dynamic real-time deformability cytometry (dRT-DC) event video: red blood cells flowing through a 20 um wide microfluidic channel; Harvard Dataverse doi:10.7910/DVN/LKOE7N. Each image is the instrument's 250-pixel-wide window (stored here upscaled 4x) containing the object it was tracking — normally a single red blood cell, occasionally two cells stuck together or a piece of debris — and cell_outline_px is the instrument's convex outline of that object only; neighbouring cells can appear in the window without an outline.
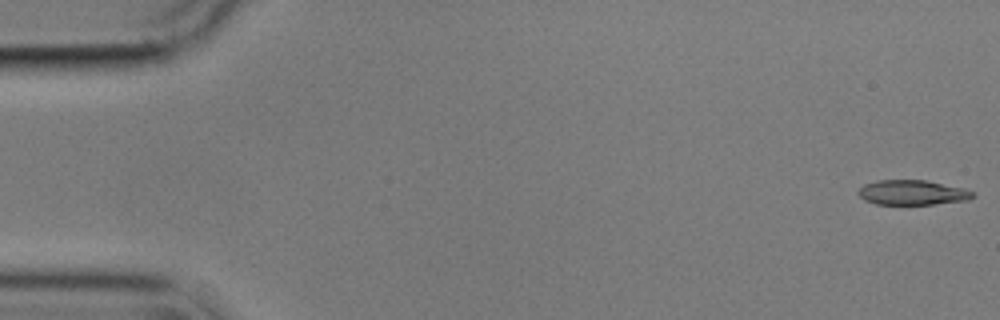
{"species": "common noctule bat (a hibernating species)", "species_latin": "Nyctalus noctula", "temperature_condition": "cold", "stored_images_in_passage": 56, "camera_frame_rate_fps": 3000, "um_per_image_px": 0.085, "animal": {"sex": "male", "body_mass_g": 17.9}, "frame": {"image": 1, "passage_image": 1, "time_ms": 0.0, "image_size_px": [1000, 320], "cell_outline_px": [[976, 196], [968, 200], [932, 204], [876, 204], [864, 200], [856, 192], [864, 184], [876, 180], [924, 180], [964, 188], [972, 192]], "centroid_in_image_um": [77.53, 16.36], "position_along_channel_um": 7.5, "area_um2": 16.53}}
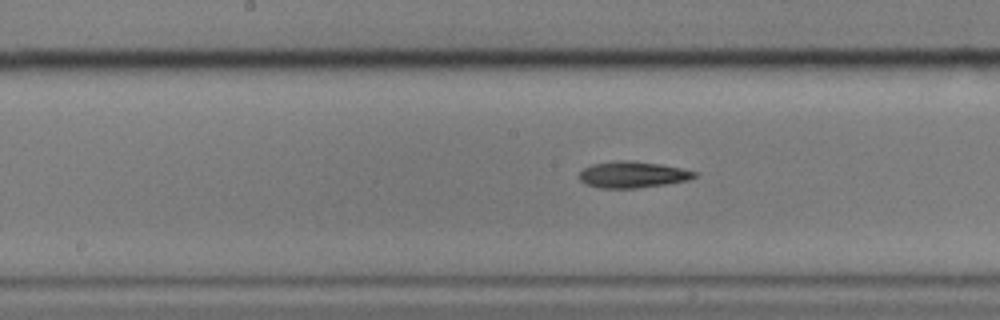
{"frame": {"image": 2, "passage_image": 28, "time_ms": 9.0, "image_size_px": [1000, 320], "cell_outline_px": [[696, 176], [688, 180], [664, 184], [636, 188], [600, 188], [584, 184], [580, 180], [580, 172], [584, 168], [592, 164], [620, 160], [632, 160], [660, 164], [680, 168], [696, 172]], "centroid_in_image_um": [53.74, 14.84], "position_along_channel_um": 194.5, "area_um2": 17.57}}
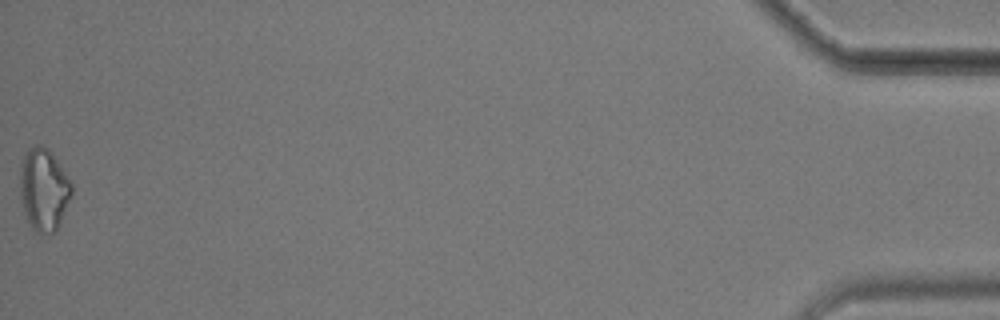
{"frame": {"image": 3, "passage_image": 56, "time_ms": 18.333, "image_size_px": [1000, 320], "cell_outline_px": [[72, 192], [60, 224], [56, 232], [36, 232], [32, 228], [24, 212], [20, 196], [20, 160], [24, 152], [28, 148], [36, 144], [40, 144], [48, 148], [52, 152], [72, 184]], "centroid_in_image_um": [3.7, 16.06], "position_along_channel_um": 431.5, "area_um2": 24.91}}